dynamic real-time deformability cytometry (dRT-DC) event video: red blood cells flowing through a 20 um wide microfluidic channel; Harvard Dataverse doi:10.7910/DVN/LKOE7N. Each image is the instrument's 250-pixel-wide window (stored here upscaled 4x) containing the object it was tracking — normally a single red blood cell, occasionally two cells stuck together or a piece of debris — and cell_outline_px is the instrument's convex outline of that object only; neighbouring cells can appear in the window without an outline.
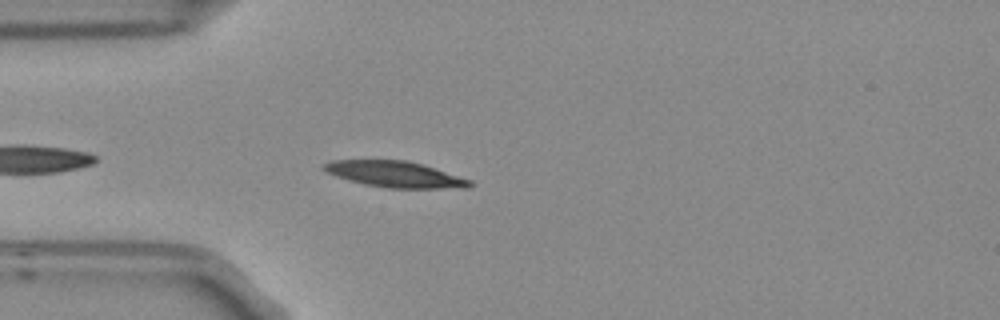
{"species": "Egyptian fruit bat (a non-hibernating species)", "species_latin": "Rousettus aegyptiacus", "temperature_condition": "room temperature", "stored_images_in_passage": 4, "camera_frame_rate_fps": 3000, "um_per_image_px": 0.085, "frame": {"image": 1, "passage_image": 4, "time_ms": 1.0, "image_size_px": [1000, 320], "cell_outline_px": [[472, 184], [468, 188], [388, 188], [364, 184], [348, 180], [324, 172], [320, 168], [320, 164], [332, 160], [408, 160], [424, 164], [472, 180]], "centroid_in_image_um": [33.54, 14.8], "position_along_channel_um": 51.5, "area_um2": 22.48}}